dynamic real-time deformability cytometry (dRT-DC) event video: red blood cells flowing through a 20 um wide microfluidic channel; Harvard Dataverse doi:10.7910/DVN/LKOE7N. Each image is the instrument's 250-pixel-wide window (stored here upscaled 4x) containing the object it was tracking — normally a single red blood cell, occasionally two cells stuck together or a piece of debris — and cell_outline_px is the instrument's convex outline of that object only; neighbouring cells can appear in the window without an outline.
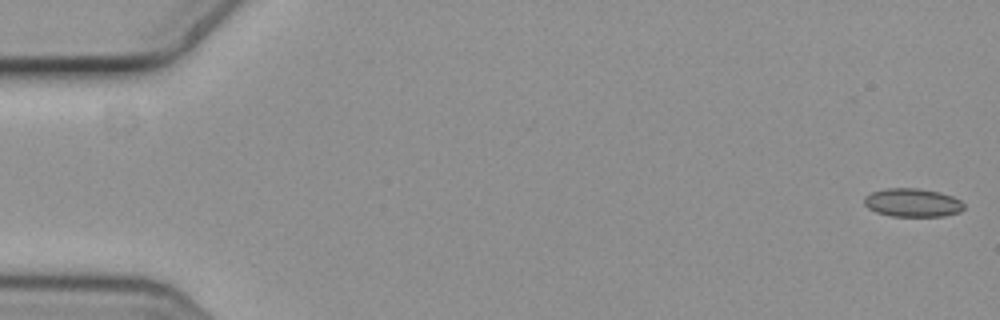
{"species": "common noctule bat (a hibernating species)", "species_latin": "Nyctalus noctula", "temperature_condition": "cold", "stored_images_in_passage": 6, "camera_frame_rate_fps": 3000, "um_per_image_px": 0.085, "animal": {"sex": "female", "body_mass_g": 19.3, "forearm_length_mm": 54.1}, "frame": {"image": 1, "passage_image": 1, "time_ms": 0.0, "image_size_px": [1000, 320], "cell_outline_px": [[964, 208], [960, 212], [944, 216], [892, 216], [876, 212], [868, 208], [864, 204], [864, 196], [872, 192], [888, 188], [916, 188], [940, 192], [952, 196], [960, 200], [964, 204]], "centroid_in_image_um": [77.57, 17.22], "position_along_channel_um": 7.4, "area_um2": 16.53}}
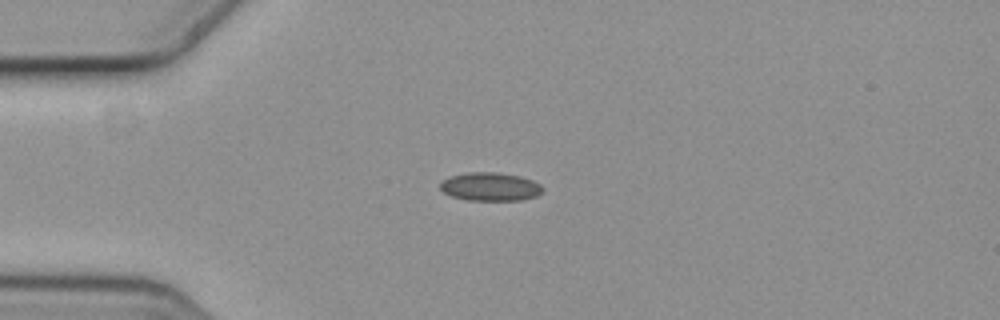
{"frame": {"image": 2, "passage_image": 4, "time_ms": 1.0, "image_size_px": [1000, 320], "cell_outline_px": [[544, 192], [536, 196], [520, 200], [468, 200], [452, 196], [444, 192], [440, 188], [440, 180], [448, 176], [468, 172], [496, 172], [520, 176], [532, 180], [540, 184], [544, 188]], "centroid_in_image_um": [41.67, 15.86], "position_along_channel_um": 43.3, "area_um2": 17.11}}
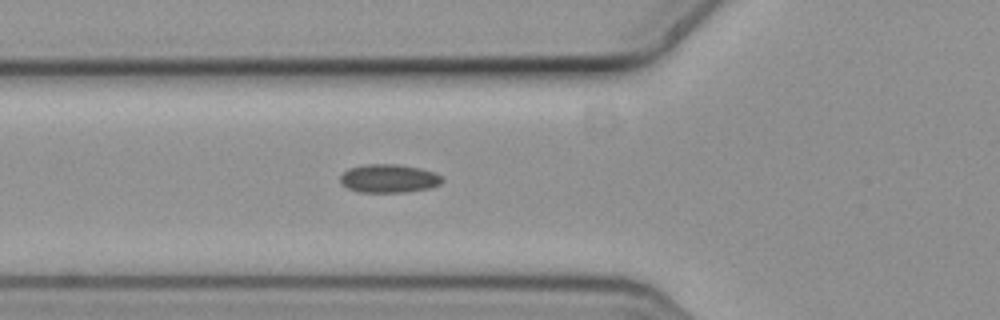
{"frame": {"image": 3, "passage_image": 6, "time_ms": 1.667, "image_size_px": [1000, 320], "cell_outline_px": [[444, 180], [440, 184], [428, 188], [404, 192], [360, 192], [348, 188], [340, 180], [340, 176], [348, 168], [364, 164], [396, 164], [420, 168], [432, 172], [440, 176]], "centroid_in_image_um": [33.03, 15.16], "position_along_channel_um": 92.8, "area_um2": 16.7}}